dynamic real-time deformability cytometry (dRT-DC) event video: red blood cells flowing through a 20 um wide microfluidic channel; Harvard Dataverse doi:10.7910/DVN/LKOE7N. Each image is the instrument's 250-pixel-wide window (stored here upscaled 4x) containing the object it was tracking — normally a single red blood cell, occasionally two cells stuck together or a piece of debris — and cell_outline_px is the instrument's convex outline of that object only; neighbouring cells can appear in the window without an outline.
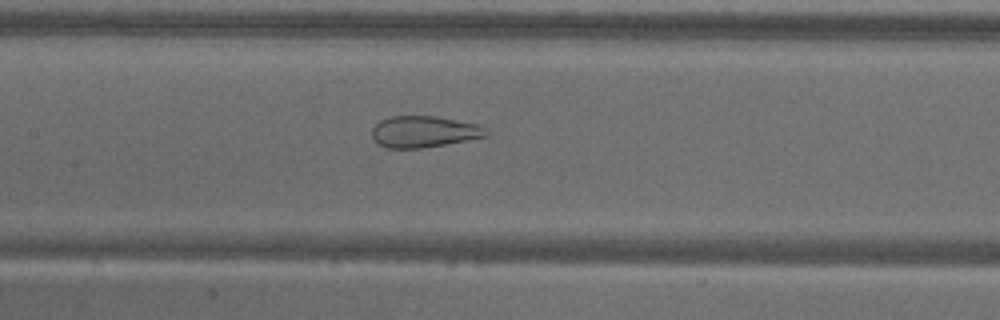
{"species": "common noctule bat (a hibernating species)", "species_latin": "Nyctalus noctula", "temperature_condition": "warm", "stored_images_in_passage": 56, "camera_frame_rate_fps": 3000, "um_per_image_px": 0.085, "animal": {"sex": "male", "body_mass_g": 18.8}, "frame": {"image": 1, "passage_image": 26, "time_ms": 8.333, "image_size_px": [1000, 320], "cell_outline_px": [[492, 132], [488, 136], [424, 148], [388, 148], [376, 144], [372, 136], [372, 128], [380, 120], [392, 116], [436, 116], [476, 124], [488, 128]], "centroid_in_image_um": [36.05, 11.2], "position_along_channel_um": 171.3, "area_um2": 21.1}}
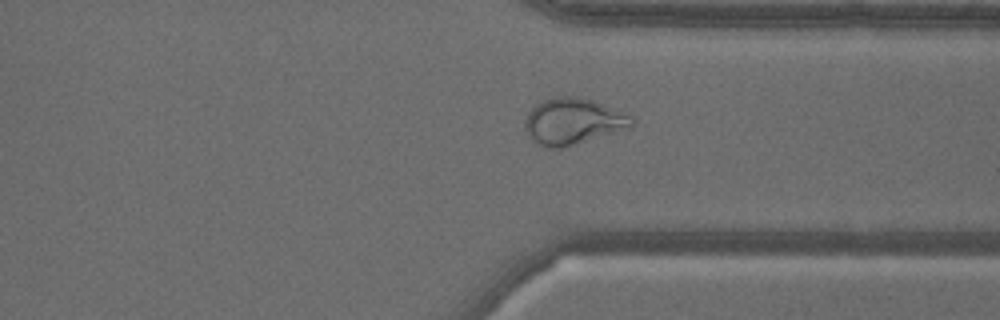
{"frame": {"image": 2, "passage_image": 42, "time_ms": 13.667, "image_size_px": [1000, 320], "cell_outline_px": [[632, 128], [564, 148], [544, 148], [536, 144], [528, 136], [524, 124], [524, 120], [528, 112], [536, 104], [544, 100], [556, 96], [572, 96], [592, 100], [632, 116]], "centroid_in_image_um": [48.68, 10.35], "position_along_channel_um": 362.7, "area_um2": 29.02}}
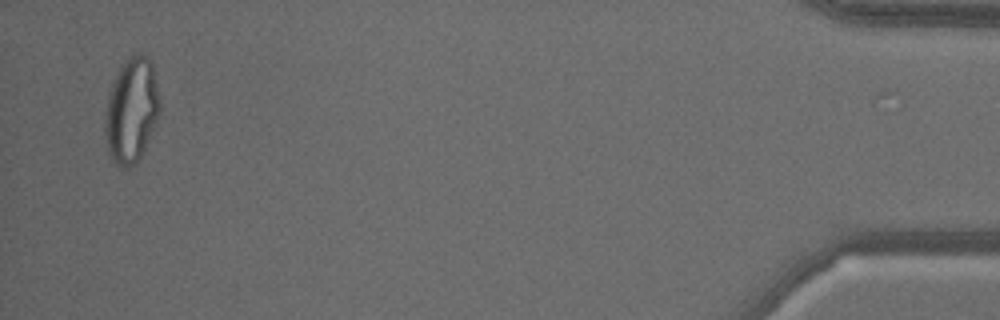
{"frame": {"image": 3, "passage_image": 54, "time_ms": 17.667, "image_size_px": [1000, 320], "cell_outline_px": [[160, 112], [148, 140], [136, 164], [128, 168], [120, 168], [112, 160], [108, 152], [104, 136], [104, 112], [108, 96], [112, 84], [120, 64], [128, 56], [136, 52], [144, 52], [152, 60], [160, 100]], "centroid_in_image_um": [11.16, 9.33], "position_along_channel_um": 424.0, "area_um2": 34.22}, "authors_computed_cell_mechanics": {"area_um2": 29.9982, "velocity_mm_per_s": 3.5966, "shape_relaxation_time_tau1_ms": null, "shape_relaxation_time_tau2_ms": 1.0336, "deformation_change_tau1": null, "deformation_change_tau2": 0.0887}}